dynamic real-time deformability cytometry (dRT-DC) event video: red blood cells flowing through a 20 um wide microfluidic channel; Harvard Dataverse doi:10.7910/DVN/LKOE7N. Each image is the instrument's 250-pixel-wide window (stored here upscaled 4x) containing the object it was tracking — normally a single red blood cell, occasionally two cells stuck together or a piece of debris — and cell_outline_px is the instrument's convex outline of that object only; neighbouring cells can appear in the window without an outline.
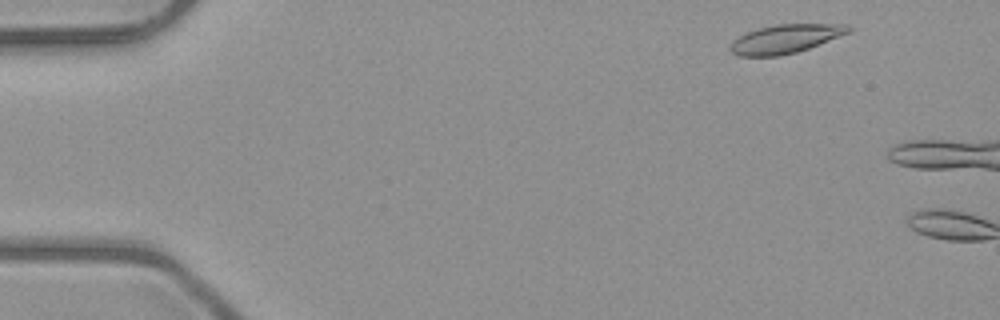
{"species": "common noctule bat (a hibernating species)", "species_latin": "Nyctalus noctula", "temperature_condition": "room temperature", "stored_images_in_passage": 5, "camera_frame_rate_fps": 3000, "um_per_image_px": 0.085, "animal": {"sex": "male", "body_mass_g": 23.1, "forearm_length_mm": 52.7}, "frame": {"image": 1, "passage_image": 3, "time_ms": 0.667, "image_size_px": [1000, 320], "cell_outline_px": [[852, 28], [848, 32], [808, 48], [796, 52], [780, 56], [740, 56], [732, 52], [728, 48], [732, 40], [748, 32], [760, 28], [776, 24], [848, 24]], "centroid_in_image_um": [66.72, 3.3], "position_along_channel_um": 18.3, "area_um2": 19.48}}